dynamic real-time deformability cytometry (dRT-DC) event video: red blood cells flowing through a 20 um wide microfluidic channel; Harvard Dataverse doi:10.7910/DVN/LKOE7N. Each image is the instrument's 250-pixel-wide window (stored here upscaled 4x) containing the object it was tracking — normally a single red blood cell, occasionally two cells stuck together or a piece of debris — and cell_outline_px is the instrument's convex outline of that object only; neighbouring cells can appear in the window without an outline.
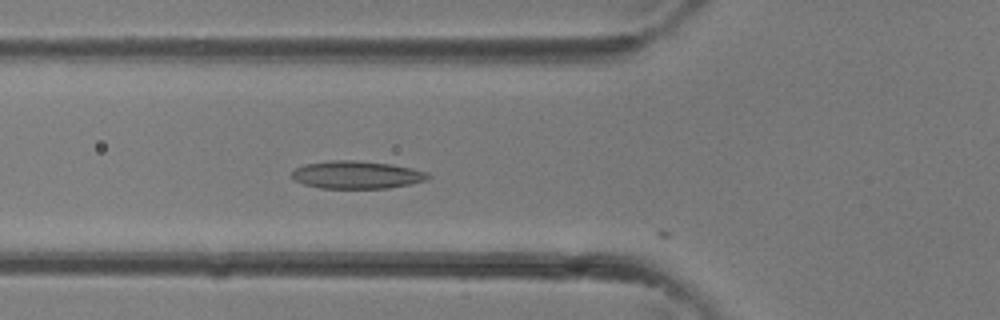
{"species": "common noctule bat (a hibernating species)", "species_latin": "Nyctalus noctula", "temperature_condition": "room temperature", "stored_images_in_passage": 4, "camera_frame_rate_fps": 3000, "um_per_image_px": 0.085, "animal": {"sex": "female"}, "frame": {"image": 1, "passage_image": 2, "time_ms": 0.333, "image_size_px": [1000, 320], "cell_outline_px": [[432, 176], [424, 180], [408, 184], [388, 188], [320, 188], [304, 184], [296, 180], [292, 176], [292, 172], [296, 168], [304, 164], [328, 160], [356, 160], [392, 164], [412, 168], [428, 172]], "centroid_in_image_um": [30.32, 14.85], "position_along_channel_um": 95.5, "area_um2": 21.96}}